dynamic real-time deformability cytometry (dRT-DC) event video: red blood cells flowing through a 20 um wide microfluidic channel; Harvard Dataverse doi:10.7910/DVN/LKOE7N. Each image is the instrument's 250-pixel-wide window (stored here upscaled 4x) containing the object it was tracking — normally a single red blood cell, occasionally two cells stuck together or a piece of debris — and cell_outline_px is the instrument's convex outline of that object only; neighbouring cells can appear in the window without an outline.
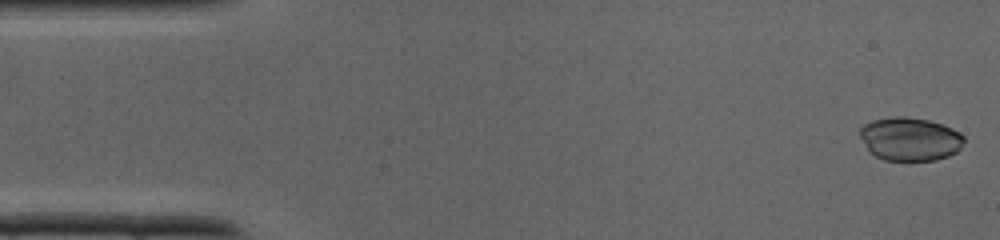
{"species": "common noctule bat (a hibernating species)", "species_latin": "Nyctalus noctula", "temperature_condition": "cold", "stored_images_in_passage": 37, "camera_frame_rate_fps": 3000, "um_per_image_px": 0.085, "animal": {"sex": "male", "body_mass_g": 19.0, "forearm_length_mm": 50.8}, "frame": {"image": 1, "passage_image": 1, "time_ms": 0.0, "image_size_px": [1000, 240], "cell_outline_px": [[964, 140], [960, 148], [956, 152], [948, 156], [936, 160], [884, 160], [876, 156], [868, 148], [860, 136], [860, 128], [864, 124], [872, 120], [892, 116], [904, 116], [928, 120], [952, 128], [960, 132], [964, 136]], "centroid_in_image_um": [77.36, 11.8], "position_along_channel_um": 7.6, "area_um2": 26.18}}
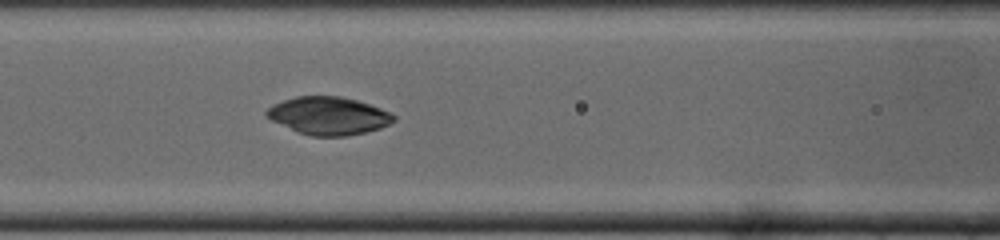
{"frame": {"image": 2, "passage_image": 15, "time_ms": 4.667, "image_size_px": [1000, 240], "cell_outline_px": [[396, 120], [380, 128], [348, 136], [312, 136], [296, 132], [264, 116], [264, 112], [272, 104], [296, 96], [340, 96], [356, 100], [392, 112], [396, 116]], "centroid_in_image_um": [27.91, 9.84], "position_along_channel_um": 138.7, "area_um2": 28.09}}
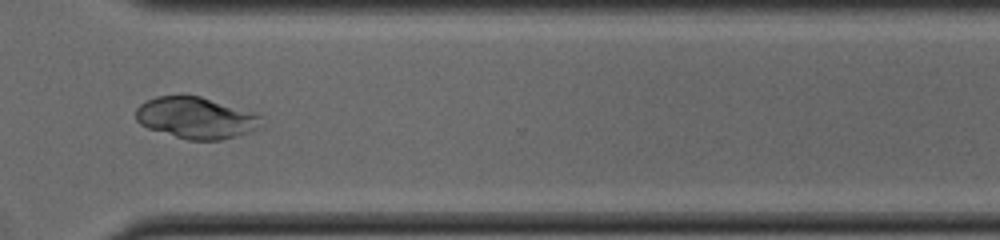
{"frame": {"image": 3, "passage_image": 27, "time_ms": 8.667, "image_size_px": [1000, 240], "cell_outline_px": [[264, 124], [260, 128], [248, 132], [220, 140], [188, 140], [148, 128], [140, 124], [136, 120], [136, 108], [140, 104], [156, 96], [200, 96], [260, 116]], "centroid_in_image_um": [16.62, 10.03], "position_along_channel_um": 354.0, "area_um2": 29.77}}